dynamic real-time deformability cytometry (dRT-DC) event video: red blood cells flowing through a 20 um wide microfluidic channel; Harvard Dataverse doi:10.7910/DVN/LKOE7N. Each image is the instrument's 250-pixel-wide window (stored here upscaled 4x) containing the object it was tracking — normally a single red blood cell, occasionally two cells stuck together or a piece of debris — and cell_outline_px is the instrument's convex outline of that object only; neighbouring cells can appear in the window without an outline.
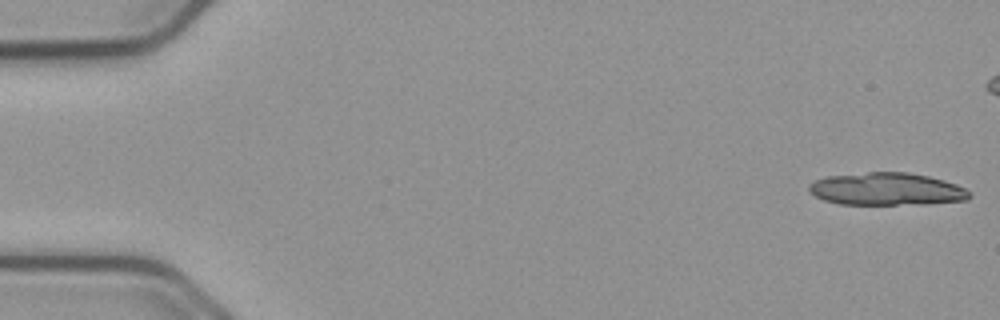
{"species": "common noctule bat (a hibernating species)", "species_latin": "Nyctalus noctula", "temperature_condition": "cold", "stored_images_in_passage": 14, "camera_frame_rate_fps": 3000, "um_per_image_px": 0.085, "animal": {"sex": "male", "body_mass_g": 23.1, "forearm_length_mm": 52.7}, "frame": {"image": 1, "passage_image": 1, "time_ms": 0.0, "image_size_px": [1000, 320], "cell_outline_px": [[972, 196], [968, 200], [928, 204], [840, 204], [824, 200], [816, 196], [808, 188], [808, 184], [816, 180], [828, 176], [868, 172], [908, 172], [928, 176], [944, 180], [956, 184], [972, 192]], "centroid_in_image_um": [75.42, 16.07], "position_along_channel_um": 9.6, "area_um2": 30.52}}